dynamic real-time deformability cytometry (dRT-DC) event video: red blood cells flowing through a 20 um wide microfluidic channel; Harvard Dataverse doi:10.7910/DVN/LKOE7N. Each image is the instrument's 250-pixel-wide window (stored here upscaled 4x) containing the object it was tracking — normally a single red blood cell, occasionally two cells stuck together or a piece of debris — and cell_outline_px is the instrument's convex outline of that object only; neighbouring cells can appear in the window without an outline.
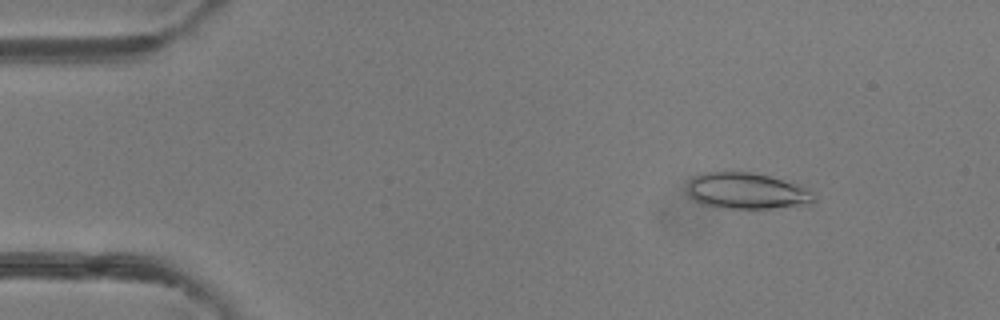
{"species": "common noctule bat (a hibernating species)", "species_latin": "Nyctalus noctula", "temperature_condition": "room temperature", "stored_images_in_passage": 47, "camera_frame_rate_fps": 3000, "um_per_image_px": 0.085, "animal": {"sex": "female"}, "frame": {"image": 1, "passage_image": 5, "time_ms": 1.333, "image_size_px": [1000, 320], "cell_outline_px": [[816, 200], [812, 204], [772, 208], [716, 208], [692, 200], [688, 196], [688, 184], [696, 176], [704, 172], [752, 172], [768, 176], [808, 188], [816, 192]], "centroid_in_image_um": [63.51, 16.25], "position_along_channel_um": 21.5, "area_um2": 26.82}}
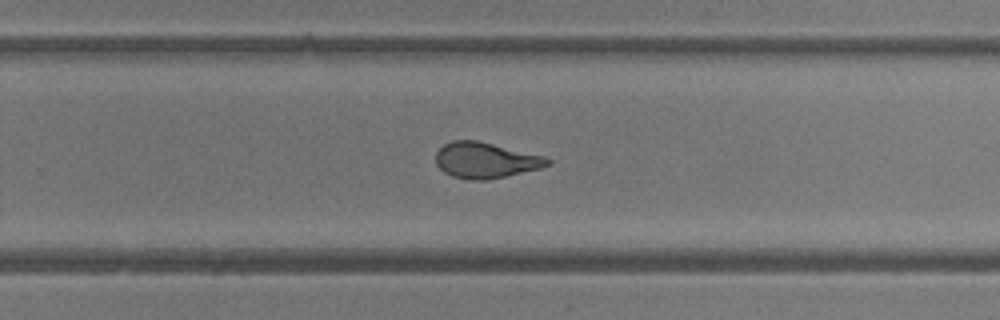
{"frame": {"image": 2, "passage_image": 30, "time_ms": 9.667, "image_size_px": [1000, 320], "cell_outline_px": [[552, 164], [540, 168], [504, 176], [484, 180], [472, 180], [452, 176], [444, 172], [436, 164], [436, 152], [444, 144], [452, 140], [476, 140], [544, 156], [552, 160]], "centroid_in_image_um": [41.26, 13.61], "position_along_channel_um": 288.5, "area_um2": 23.06}}
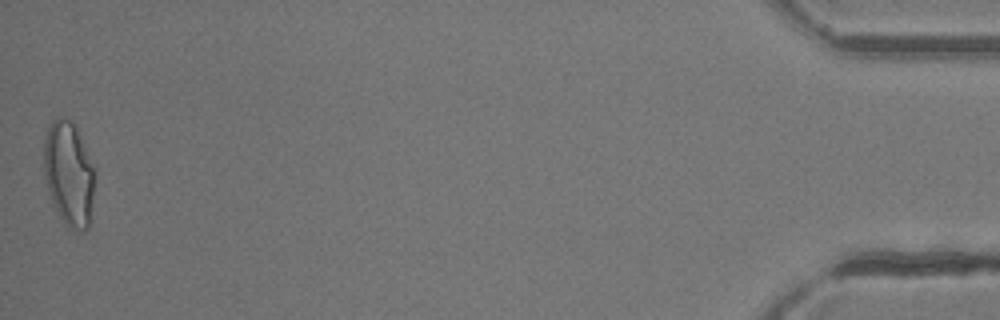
{"frame": {"image": 3, "passage_image": 47, "time_ms": 15.333, "image_size_px": [1000, 320], "cell_outline_px": [[96, 176], [88, 228], [84, 232], [80, 232], [68, 228], [64, 224], [52, 204], [44, 176], [44, 140], [48, 128], [52, 120], [56, 116], [60, 116], [72, 120], [76, 128], [96, 172]], "centroid_in_image_um": [5.85, 14.79], "position_along_channel_um": 429.4, "area_um2": 31.33}, "authors_computed_cell_mechanics": {"area_um2": 24.9118, "velocity_mm_per_s": 4.2378, "shape_relaxation_time_tau1_ms": 9.8614, "shape_relaxation_time_tau2_ms": 1.2856, "deformation_change_tau1": 0.2827, "deformation_change_tau2": 0.0886}}